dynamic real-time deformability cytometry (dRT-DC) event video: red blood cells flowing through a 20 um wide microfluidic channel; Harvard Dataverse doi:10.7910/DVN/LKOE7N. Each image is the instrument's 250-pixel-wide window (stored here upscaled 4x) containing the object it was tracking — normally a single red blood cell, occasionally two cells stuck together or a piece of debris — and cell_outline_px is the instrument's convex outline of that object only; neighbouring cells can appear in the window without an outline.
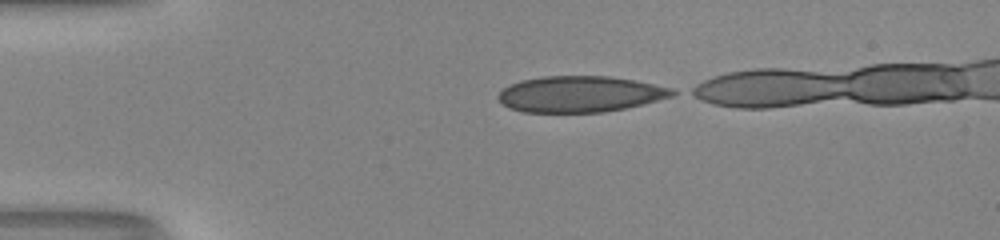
{"species": "human", "species_latin": "Homo sapiens", "temperature_condition": "room temperature", "stored_images_in_passage": 35, "camera_frame_rate_fps": 3000, "um_per_image_px": 0.085, "donor": {"sex": "male"}, "frame": {"image": 1, "passage_image": 1, "time_ms": 0.0, "image_size_px": [1000, 240], "cell_outline_px": [[680, 92], [672, 96], [644, 104], [604, 112], [524, 112], [508, 108], [500, 104], [496, 96], [504, 88], [520, 80], [544, 76], [608, 76], [632, 80], [672, 88]], "centroid_in_image_um": [49.28, 8.0], "position_along_channel_um": 35.7, "area_um2": 36.65}}
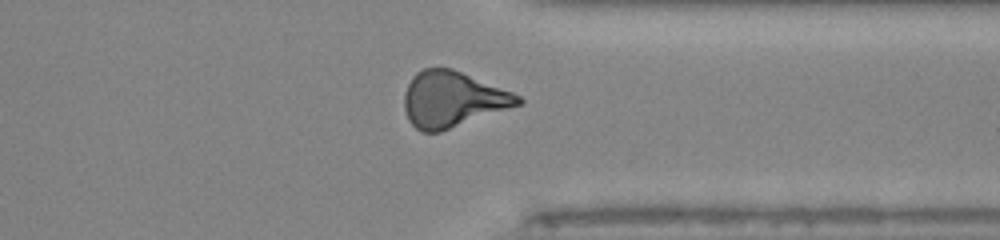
{"frame": {"image": 2, "passage_image": 29, "time_ms": 9.333, "image_size_px": [1000, 240], "cell_outline_px": [[524, 104], [440, 132], [420, 132], [408, 120], [404, 108], [404, 92], [412, 76], [416, 72], [424, 68], [452, 68], [512, 92], [520, 96], [524, 100]], "centroid_in_image_um": [38.47, 8.45], "position_along_channel_um": 372.9, "area_um2": 37.17}}
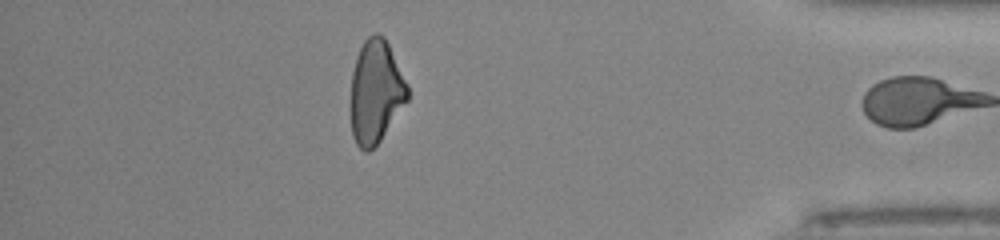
{"frame": {"image": 3, "passage_image": 34, "time_ms": 11.0, "image_size_px": [1000, 240], "cell_outline_px": [[408, 100], [380, 140], [368, 152], [364, 152], [356, 144], [352, 136], [348, 108], [352, 72], [356, 56], [364, 40], [372, 32], [376, 32], [384, 36], [408, 84]], "centroid_in_image_um": [31.89, 7.81], "position_along_channel_um": 403.3, "area_um2": 34.85}, "authors_computed_cell_mechanics": {"area_um2": 36.7608, "velocity_mm_per_s": 4.1561, "shape_relaxation_time_tau1_ms": null, "shape_relaxation_time_tau2_ms": 2.1252, "deformation_change_tau1": null, "deformation_change_tau2": 0.0922}}